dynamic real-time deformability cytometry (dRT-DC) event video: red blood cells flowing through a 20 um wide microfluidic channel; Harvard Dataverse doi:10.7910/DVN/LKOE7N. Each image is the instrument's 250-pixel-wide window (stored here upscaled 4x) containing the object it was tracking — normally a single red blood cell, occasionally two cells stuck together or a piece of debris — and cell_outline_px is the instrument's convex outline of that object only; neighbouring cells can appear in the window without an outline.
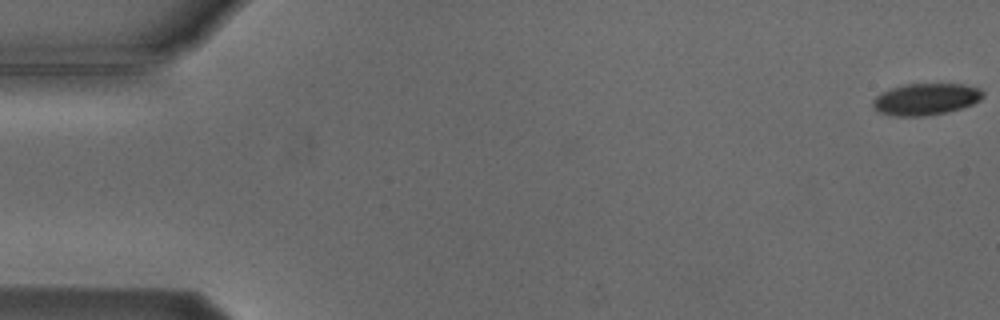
{"species": "Egyptian fruit bat (a non-hibernating species)", "species_latin": "Rousettus aegyptiacus", "temperature_condition": "cold", "stored_images_in_passage": 6, "camera_frame_rate_fps": 3000, "um_per_image_px": 0.085, "animal": {"sex": "male"}, "frame": {"image": 1, "passage_image": 1, "time_ms": 0.0, "image_size_px": [1000, 320], "cell_outline_px": [[984, 96], [980, 100], [972, 104], [960, 108], [944, 112], [924, 116], [896, 116], [880, 112], [872, 108], [872, 100], [876, 96], [892, 88], [904, 84], [964, 84], [980, 88], [984, 92]], "centroid_in_image_um": [78.7, 8.42], "position_along_channel_um": 6.3, "area_um2": 20.23}}